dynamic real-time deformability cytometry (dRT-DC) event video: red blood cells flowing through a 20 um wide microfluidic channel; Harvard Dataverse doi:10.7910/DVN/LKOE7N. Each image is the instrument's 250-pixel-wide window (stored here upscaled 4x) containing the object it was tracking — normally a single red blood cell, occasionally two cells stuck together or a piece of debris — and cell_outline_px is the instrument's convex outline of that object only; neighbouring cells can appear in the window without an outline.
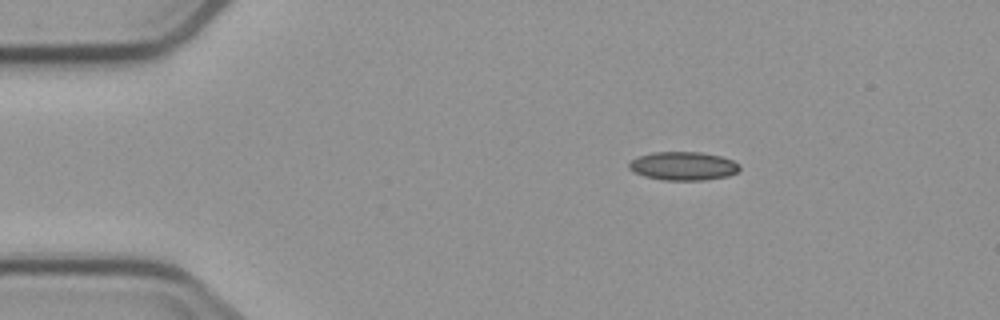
{"species": "common noctule bat (a hibernating species)", "species_latin": "Nyctalus noctula", "temperature_condition": "cold", "stored_images_in_passage": 4, "segment_of_instrument_passage": [1, 2], "camera_frame_rate_fps": 3000, "um_per_image_px": 0.085, "animal": {"sex": "male", "body_mass_g": 23.1, "forearm_length_mm": 52.7}, "frame": {"image": 1, "passage_image": 1, "time_ms": 0.0, "image_size_px": [1000, 320], "cell_outline_px": [[740, 168], [736, 172], [728, 176], [704, 180], [664, 180], [644, 176], [632, 172], [628, 168], [628, 164], [636, 156], [652, 152], [700, 152], [720, 156], [732, 160], [740, 164]], "centroid_in_image_um": [58.04, 14.11], "position_along_channel_um": 27.0, "area_um2": 18.5}}